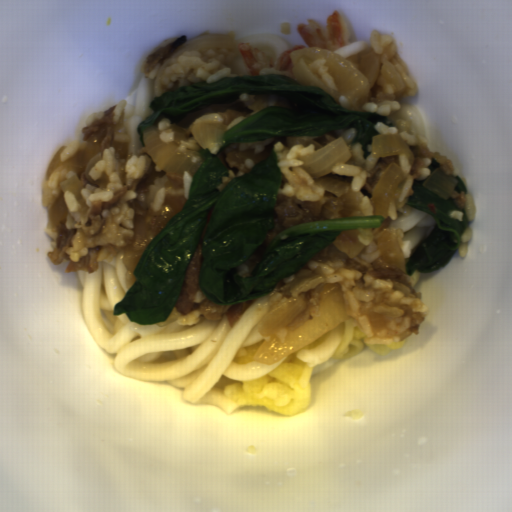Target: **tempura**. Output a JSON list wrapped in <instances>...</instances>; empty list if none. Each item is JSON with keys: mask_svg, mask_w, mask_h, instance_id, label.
I'll list each match as a JSON object with an SVG mask.
<instances>
[{"mask_svg": "<svg viewBox=\"0 0 512 512\" xmlns=\"http://www.w3.org/2000/svg\"><path fill=\"white\" fill-rule=\"evenodd\" d=\"M315 365H306L295 357L294 351L263 377L233 382L223 393L235 404L234 408L259 406L282 416L298 414L311 398Z\"/></svg>", "mask_w": 512, "mask_h": 512, "instance_id": "tempura-1", "label": "tempura"}, {"mask_svg": "<svg viewBox=\"0 0 512 512\" xmlns=\"http://www.w3.org/2000/svg\"><path fill=\"white\" fill-rule=\"evenodd\" d=\"M297 33L309 48L317 47L333 53L351 40V29L337 10L326 17L324 25L312 18L298 23Z\"/></svg>", "mask_w": 512, "mask_h": 512, "instance_id": "tempura-2", "label": "tempura"}, {"mask_svg": "<svg viewBox=\"0 0 512 512\" xmlns=\"http://www.w3.org/2000/svg\"><path fill=\"white\" fill-rule=\"evenodd\" d=\"M366 336L367 332L364 326L352 316H348L345 319L341 339L330 355L339 360H347L352 359L365 348H369L375 353L386 356L407 344L406 338L396 342L367 343Z\"/></svg>", "mask_w": 512, "mask_h": 512, "instance_id": "tempura-3", "label": "tempura"}, {"mask_svg": "<svg viewBox=\"0 0 512 512\" xmlns=\"http://www.w3.org/2000/svg\"><path fill=\"white\" fill-rule=\"evenodd\" d=\"M238 49L249 67L251 76L277 75L298 82L293 74V61L289 52L306 49L301 44L285 49L274 61H271L269 55L247 42L238 43Z\"/></svg>", "mask_w": 512, "mask_h": 512, "instance_id": "tempura-4", "label": "tempura"}, {"mask_svg": "<svg viewBox=\"0 0 512 512\" xmlns=\"http://www.w3.org/2000/svg\"><path fill=\"white\" fill-rule=\"evenodd\" d=\"M264 341L265 339L257 343L242 347L233 360L237 363L238 366L258 362L255 360L254 356L261 349Z\"/></svg>", "mask_w": 512, "mask_h": 512, "instance_id": "tempura-5", "label": "tempura"}]
</instances>
